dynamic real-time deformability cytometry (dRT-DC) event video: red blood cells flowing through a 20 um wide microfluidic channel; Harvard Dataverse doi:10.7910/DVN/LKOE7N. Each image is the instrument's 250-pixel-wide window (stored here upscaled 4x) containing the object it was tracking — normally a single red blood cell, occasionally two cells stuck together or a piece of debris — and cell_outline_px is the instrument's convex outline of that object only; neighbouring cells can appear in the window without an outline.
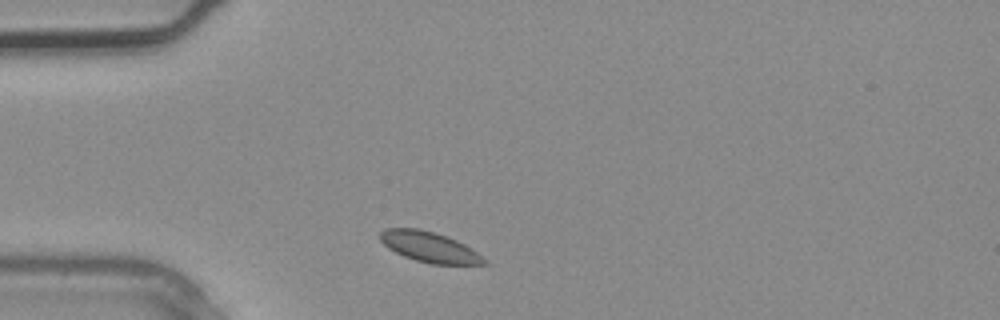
{"species": "common noctule bat (a hibernating species)", "species_latin": "Nyctalus noctula", "temperature_condition": "warm", "stored_images_in_passage": 1, "camera_frame_rate_fps": 3000, "um_per_image_px": 0.085, "animal": {"sex": "male", "body_mass_g": 20.4}, "frame": {"image": 1, "passage_image": 1, "time_ms": 0.0, "image_size_px": [1000, 320], "cell_outline_px": [[488, 264], [432, 264], [416, 260], [404, 256], [388, 248], [380, 240], [380, 232], [384, 228], [420, 228], [456, 240], [464, 244], [488, 260]], "centroid_in_image_um": [36.49, 20.99], "position_along_channel_um": 48.5, "area_um2": 18.21}}